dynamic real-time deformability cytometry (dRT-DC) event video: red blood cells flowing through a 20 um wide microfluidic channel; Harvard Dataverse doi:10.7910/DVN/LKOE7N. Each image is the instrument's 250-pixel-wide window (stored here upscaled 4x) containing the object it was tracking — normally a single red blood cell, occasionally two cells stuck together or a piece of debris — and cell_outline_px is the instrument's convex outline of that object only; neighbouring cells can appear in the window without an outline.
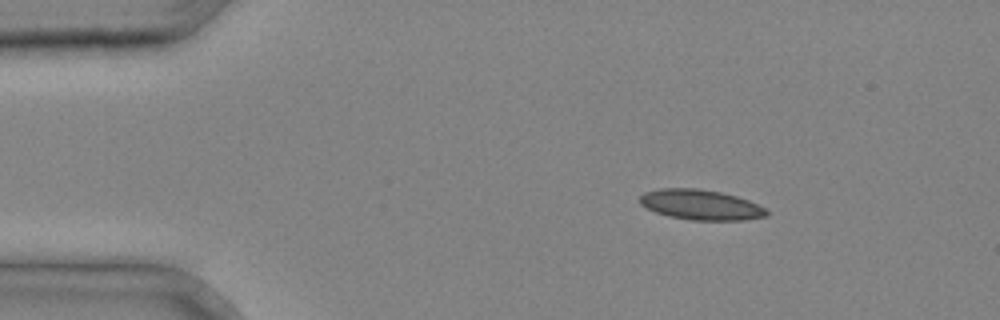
{"species": "common noctule bat (a hibernating species)", "species_latin": "Nyctalus noctula", "temperature_condition": "cold", "stored_images_in_passage": 32, "camera_frame_rate_fps": 3000, "um_per_image_px": 0.085, "animal": {"sex": "male", "body_mass_g": 20.4}, "frame": {"image": 1, "passage_image": 1, "time_ms": 0.0, "image_size_px": [1000, 320], "cell_outline_px": [[768, 216], [744, 220], [692, 220], [668, 216], [656, 212], [640, 204], [640, 196], [644, 192], [660, 188], [696, 188], [720, 192], [736, 196], [748, 200], [764, 208], [768, 212]], "centroid_in_image_um": [59.55, 17.4], "position_along_channel_um": 25.4, "area_um2": 22.2}}
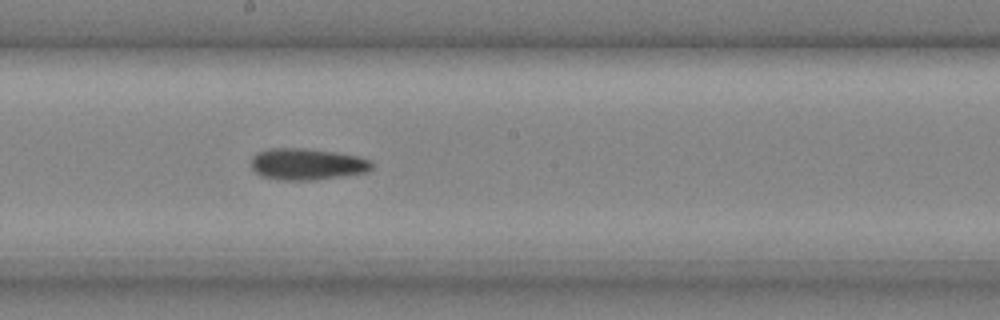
{"frame": {"image": 2, "passage_image": 16, "time_ms": 5.0, "image_size_px": [1000, 320], "cell_outline_px": [[372, 168], [368, 172], [308, 180], [284, 180], [260, 176], [252, 168], [252, 156], [256, 152], [268, 148], [304, 148], [336, 152], [356, 156], [372, 160]], "centroid_in_image_um": [26.07, 13.93], "position_along_channel_um": 222.1, "area_um2": 22.08}}
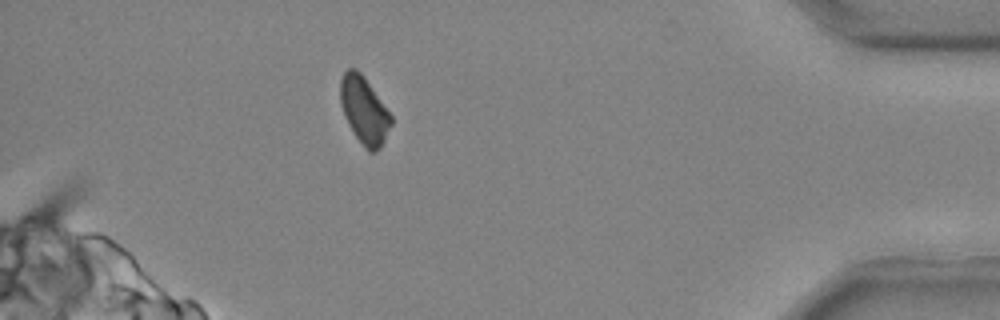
{"frame": {"image": 3, "passage_image": 29, "time_ms": 9.333, "image_size_px": [1000, 320], "cell_outline_px": [[392, 124], [380, 148], [376, 152], [368, 152], [364, 148], [352, 132], [344, 116], [340, 104], [340, 80], [344, 72], [348, 68], [356, 68], [360, 72], [392, 116]], "centroid_in_image_um": [30.93, 9.4], "position_along_channel_um": 404.3, "area_um2": 19.83}}